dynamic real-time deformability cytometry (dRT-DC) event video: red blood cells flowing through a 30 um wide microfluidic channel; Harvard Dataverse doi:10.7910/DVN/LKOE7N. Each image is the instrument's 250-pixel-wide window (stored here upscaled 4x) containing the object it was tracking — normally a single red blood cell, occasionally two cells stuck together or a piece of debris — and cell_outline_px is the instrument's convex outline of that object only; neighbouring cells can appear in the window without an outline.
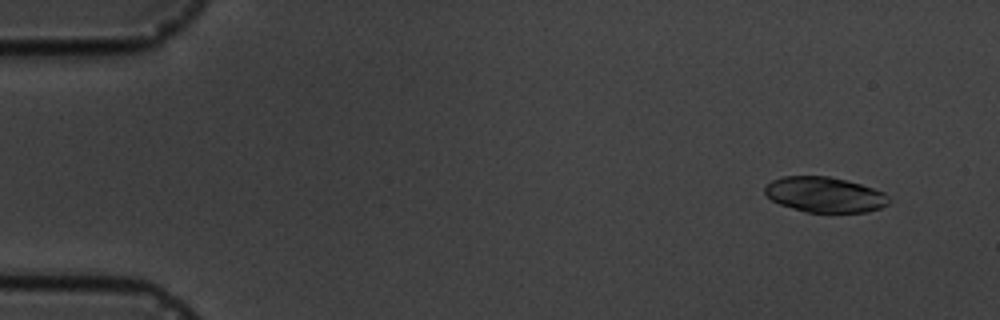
{"species": "common noctule bat (a hibernating species)", "species_latin": "Nyctalus noctula", "temperature_condition": "cold", "stored_images_in_passage": 17, "segment_of_instrument_passage": [1, 2], "camera_frame_rate_fps": 3000, "um_per_image_px": 0.085, "animal": {"sex": "male", "body_mass_g": 19.5, "forearm_length_mm": 54.6}, "frame": {"image": 1, "passage_image": 2, "time_ms": 1.0, "image_size_px": [1000, 320], "cell_outline_px": [[888, 204], [880, 208], [868, 212], [808, 212], [792, 208], [780, 204], [772, 200], [764, 192], [764, 188], [772, 180], [784, 176], [828, 176], [860, 184], [884, 192], [888, 196]], "centroid_in_image_um": [70.1, 16.54], "position_along_channel_um": 14.9, "area_um2": 25.32}}
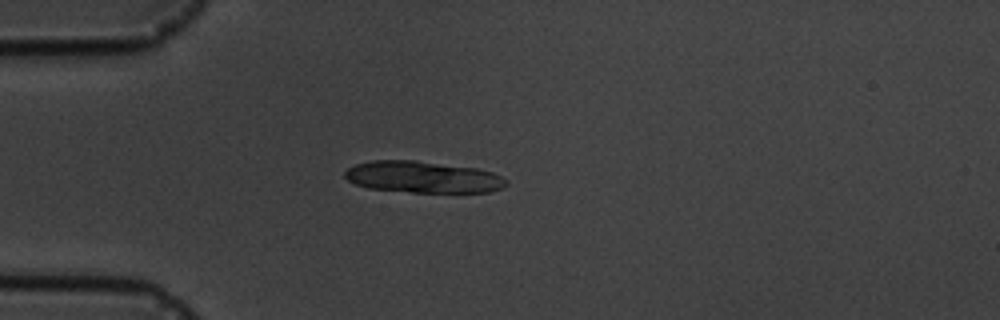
{"frame": {"image": 2, "passage_image": 5, "time_ms": 4.667, "image_size_px": [1000, 320], "cell_outline_px": [[508, 184], [504, 188], [488, 192], [412, 192], [368, 188], [356, 184], [348, 180], [344, 176], [344, 172], [348, 168], [356, 164], [372, 160], [416, 160], [476, 168], [492, 172], [508, 180]], "centroid_in_image_um": [35.96, 15.04], "position_along_channel_um": 49.0, "area_um2": 29.77}}